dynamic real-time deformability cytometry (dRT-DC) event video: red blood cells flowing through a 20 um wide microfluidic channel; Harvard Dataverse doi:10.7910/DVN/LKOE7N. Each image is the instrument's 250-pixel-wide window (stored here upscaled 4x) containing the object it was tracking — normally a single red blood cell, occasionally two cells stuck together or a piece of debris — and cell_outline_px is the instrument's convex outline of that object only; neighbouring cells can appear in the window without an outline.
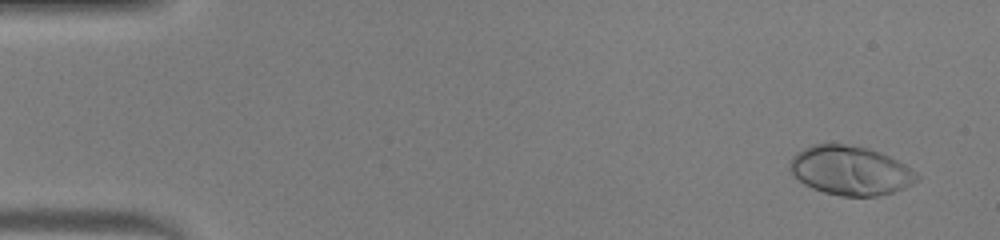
{"species": "human", "species_latin": "Homo sapiens", "temperature_condition": "warm", "stored_images_in_passage": 48, "camera_frame_rate_fps": 3000, "um_per_image_px": 0.085, "donor": {"sex": "male"}, "frame": {"image": 1, "passage_image": 3, "time_ms": 0.667, "image_size_px": [1000, 240], "cell_outline_px": [[920, 176], [912, 184], [904, 188], [880, 196], [840, 196], [824, 192], [812, 188], [804, 184], [788, 168], [788, 164], [792, 156], [796, 152], [812, 144], [844, 144], [868, 148], [880, 152], [904, 164], [916, 172]], "centroid_in_image_um": [72.26, 14.49], "position_along_channel_um": 12.7, "area_um2": 36.3}}
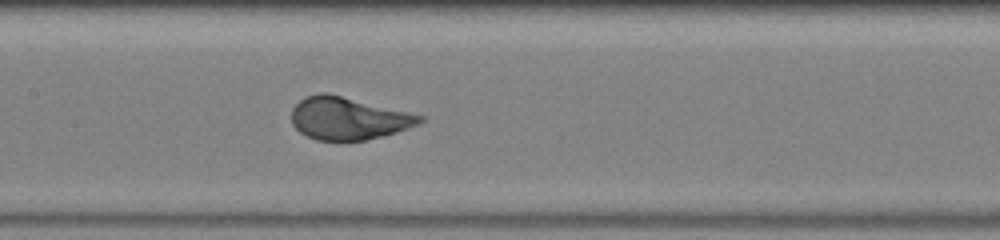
{"frame": {"image": 2, "passage_image": 24, "time_ms": 7.667, "image_size_px": [1000, 240], "cell_outline_px": [[424, 120], [420, 124], [384, 136], [364, 140], [316, 140], [300, 132], [292, 124], [292, 108], [304, 96], [320, 92], [328, 92], [424, 116]], "centroid_in_image_um": [29.59, 10.05], "position_along_channel_um": 177.8, "area_um2": 31.79}}
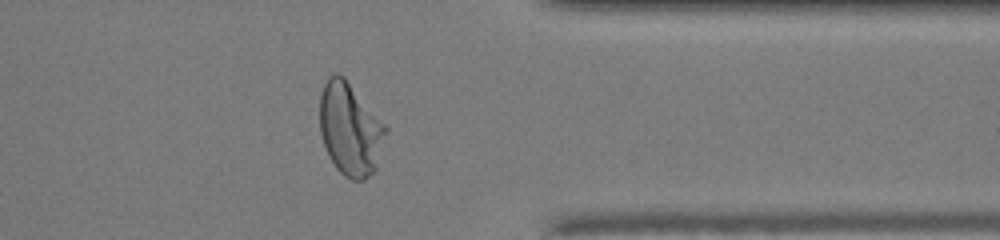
{"frame": {"image": 3, "passage_image": 39, "time_ms": 12.667, "image_size_px": [1000, 240], "cell_outline_px": [[388, 128], [376, 168], [364, 180], [352, 180], [344, 176], [336, 168], [328, 156], [320, 132], [320, 92], [328, 76], [332, 72], [336, 72], [344, 76]], "centroid_in_image_um": [29.74, 10.96], "position_along_channel_um": 381.7, "area_um2": 35.66}, "authors_computed_cell_mechanics": {"area_um2": 33.4373, "velocity_mm_per_s": 4.2611, "shape_relaxation_time_tau1_ms": 2.8275, "shape_relaxation_time_tau2_ms": null, "deformation_change_tau1": 0.2178, "deformation_change_tau2": null}}